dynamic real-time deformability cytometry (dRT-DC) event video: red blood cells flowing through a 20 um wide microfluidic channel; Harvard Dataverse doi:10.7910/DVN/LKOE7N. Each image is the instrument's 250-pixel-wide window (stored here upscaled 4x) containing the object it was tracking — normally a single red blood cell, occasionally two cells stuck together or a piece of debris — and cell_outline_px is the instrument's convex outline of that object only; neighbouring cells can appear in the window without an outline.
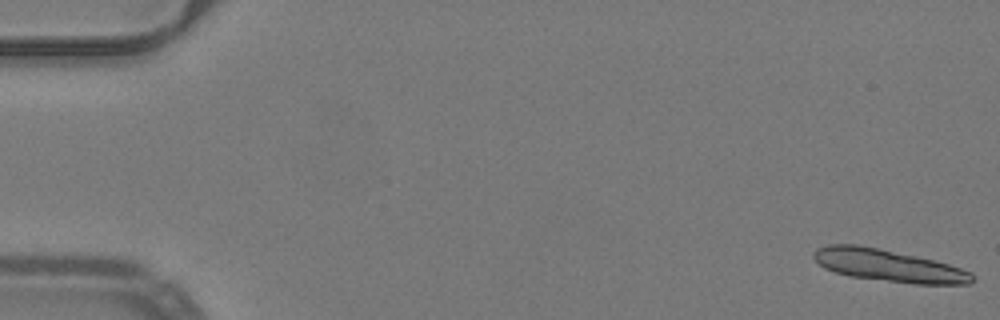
{"species": "common noctule bat (a hibernating species)", "species_latin": "Nyctalus noctula", "temperature_condition": "warm", "stored_images_in_passage": 13, "camera_frame_rate_fps": 3000, "um_per_image_px": 0.085, "animal": {"sex": "male", "body_mass_g": 19.2, "forearm_length_mm": 51.8}, "frame": {"image": 1, "passage_image": 1, "time_ms": 0.0, "image_size_px": [1000, 320], "cell_outline_px": [[972, 280], [968, 284], [916, 284], [848, 276], [824, 268], [812, 256], [816, 248], [828, 244], [856, 244], [916, 256], [948, 264], [972, 272]], "centroid_in_image_um": [75.47, 22.57], "position_along_channel_um": 9.5, "area_um2": 29.36}}